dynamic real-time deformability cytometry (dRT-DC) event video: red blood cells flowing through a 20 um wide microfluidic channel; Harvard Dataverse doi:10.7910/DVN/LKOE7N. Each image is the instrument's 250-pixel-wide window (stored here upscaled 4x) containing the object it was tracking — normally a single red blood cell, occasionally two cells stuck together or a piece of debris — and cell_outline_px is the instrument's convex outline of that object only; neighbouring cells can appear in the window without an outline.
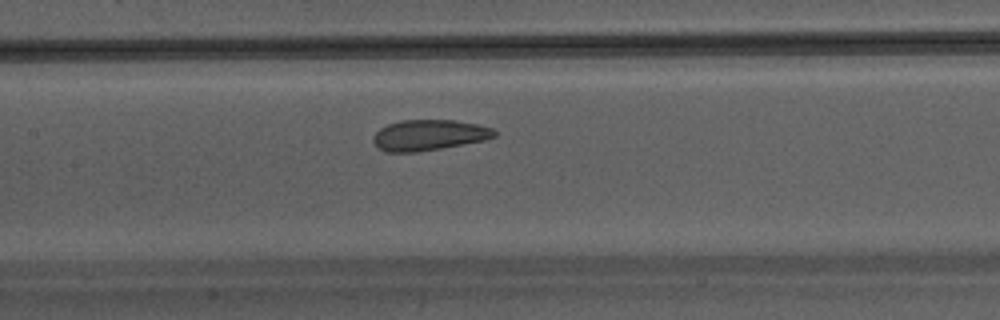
{"species": "Egyptian fruit bat (a non-hibernating species)", "species_latin": "Rousettus aegyptiacus", "temperature_condition": "warm", "stored_images_in_passage": 31, "camera_frame_rate_fps": 3000, "um_per_image_px": 0.085, "animal": {"sex": "male"}, "frame": {"image": 1, "passage_image": 8, "time_ms": 2.333, "image_size_px": [1000, 320], "cell_outline_px": [[496, 136], [484, 140], [440, 148], [416, 152], [388, 152], [376, 148], [372, 140], [372, 136], [380, 128], [388, 124], [400, 120], [452, 120], [476, 124], [492, 128], [496, 132]], "centroid_in_image_um": [36.4, 11.48], "position_along_channel_um": 171.0, "area_um2": 21.62}}
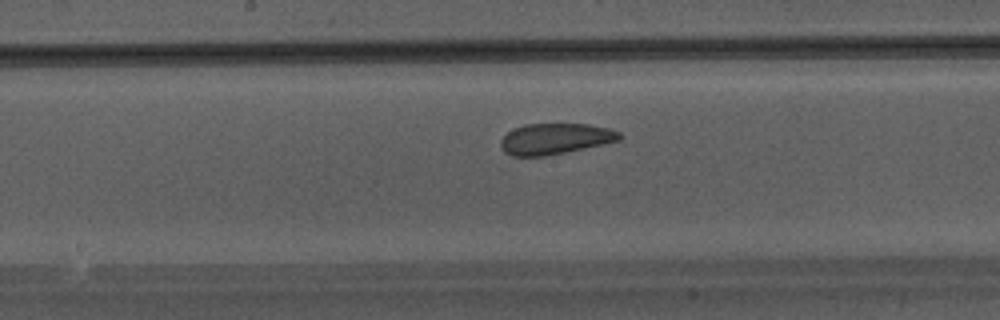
{"frame": {"image": 2, "passage_image": 10, "time_ms": 3.0, "image_size_px": [1000, 320], "cell_outline_px": [[624, 136], [620, 140], [564, 152], [544, 156], [512, 156], [504, 152], [500, 144], [500, 140], [512, 128], [524, 124], [588, 124], [608, 128], [620, 132]], "centroid_in_image_um": [47.16, 11.79], "position_along_channel_um": 201.0, "area_um2": 21.33}}
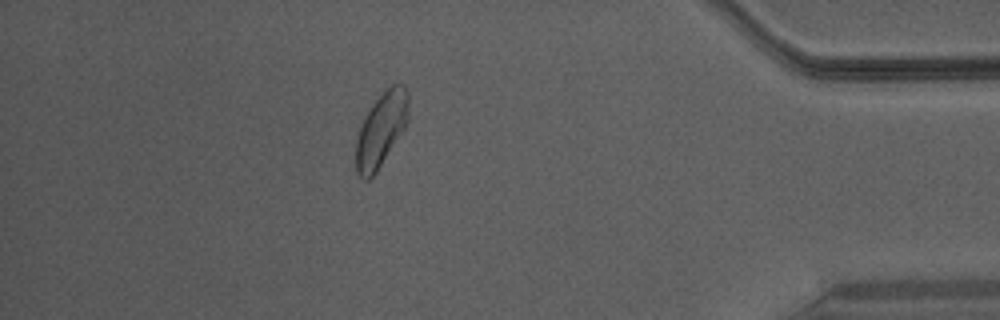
{"frame": {"image": 3, "passage_image": 26, "time_ms": 8.333, "image_size_px": [1000, 320], "cell_outline_px": [[408, 120], [404, 128], [376, 172], [368, 180], [364, 180], [356, 172], [356, 140], [364, 116], [372, 104], [392, 84], [404, 84], [408, 92]], "centroid_in_image_um": [32.39, 11.01], "position_along_channel_um": 402.8, "area_um2": 22.31}}